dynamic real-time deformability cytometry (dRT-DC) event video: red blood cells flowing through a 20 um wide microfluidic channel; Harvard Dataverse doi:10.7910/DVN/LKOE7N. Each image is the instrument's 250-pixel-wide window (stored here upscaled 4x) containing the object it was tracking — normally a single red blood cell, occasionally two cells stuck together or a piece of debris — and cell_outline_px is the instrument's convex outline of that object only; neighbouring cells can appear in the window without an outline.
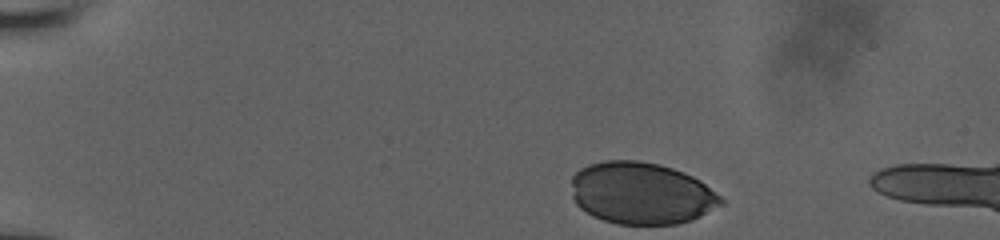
{"species": "human", "species_latin": "Homo sapiens", "temperature_condition": "room temperature", "stored_images_in_passage": 9, "camera_frame_rate_fps": 3000, "um_per_image_px": 0.085, "donor": {"sex": "male"}, "frame": {"image": 1, "passage_image": 1, "time_ms": 0.0, "image_size_px": [1000, 240], "cell_outline_px": [[724, 204], [692, 220], [676, 224], [616, 224], [592, 216], [580, 208], [576, 204], [572, 196], [572, 176], [580, 168], [588, 164], [604, 160], [640, 160], [660, 164], [684, 172], [700, 180], [720, 196], [724, 200]], "centroid_in_image_um": [54.5, 16.42], "position_along_channel_um": 30.5, "area_um2": 54.39}}